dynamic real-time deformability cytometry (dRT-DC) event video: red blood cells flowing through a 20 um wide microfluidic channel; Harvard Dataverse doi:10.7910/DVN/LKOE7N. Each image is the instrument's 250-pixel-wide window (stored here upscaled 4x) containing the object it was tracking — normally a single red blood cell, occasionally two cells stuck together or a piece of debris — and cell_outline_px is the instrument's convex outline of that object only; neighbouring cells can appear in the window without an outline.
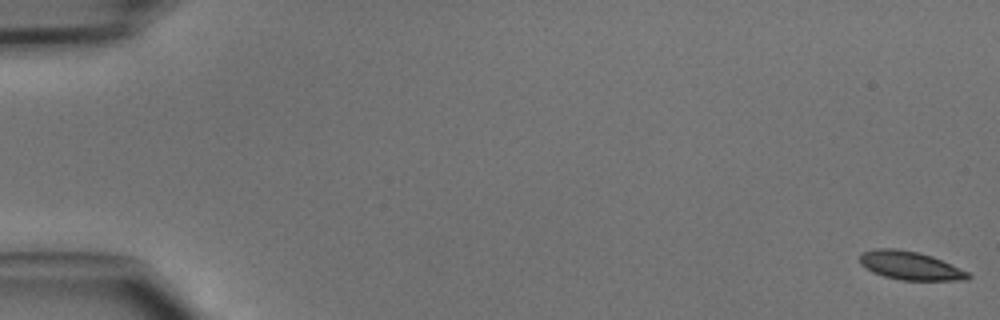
{"species": "common noctule bat (a hibernating species)", "species_latin": "Nyctalus noctula", "temperature_condition": "cold", "stored_images_in_passage": 6, "camera_frame_rate_fps": 3000, "um_per_image_px": 0.085, "animal": {"sex": "male", "body_mass_g": 15.6}, "frame": {"image": 1, "passage_image": 1, "time_ms": 0.0, "image_size_px": [1000, 320], "cell_outline_px": [[972, 276], [968, 280], [900, 280], [884, 276], [872, 272], [860, 264], [860, 252], [876, 248], [896, 248], [916, 252], [932, 256], [968, 272]], "centroid_in_image_um": [77.33, 22.57], "position_along_channel_um": 7.7, "area_um2": 17.92}}